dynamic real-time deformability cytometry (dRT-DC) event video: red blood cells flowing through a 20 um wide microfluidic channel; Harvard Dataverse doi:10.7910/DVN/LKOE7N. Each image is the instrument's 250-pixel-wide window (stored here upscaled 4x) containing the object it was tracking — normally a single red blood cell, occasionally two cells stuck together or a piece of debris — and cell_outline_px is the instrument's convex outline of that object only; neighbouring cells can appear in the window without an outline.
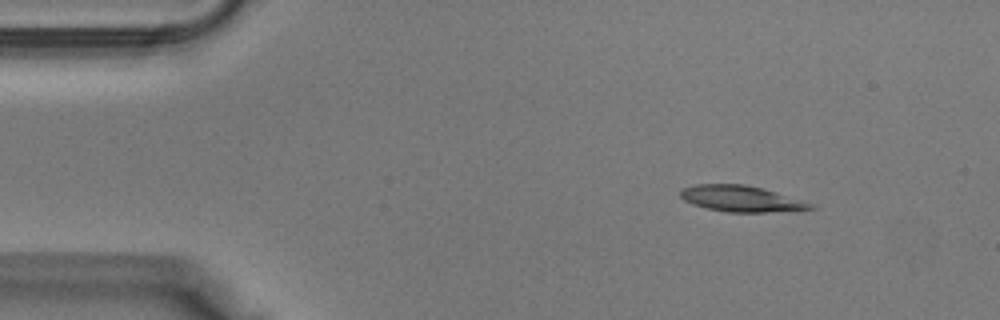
{"species": "Egyptian fruit bat (a non-hibernating species)", "species_latin": "Rousettus aegyptiacus", "temperature_condition": "warm", "stored_images_in_passage": 35, "camera_frame_rate_fps": 3000, "um_per_image_px": 0.085, "animal": {"sex": "male"}, "frame": {"image": 1, "passage_image": 1, "time_ms": 0.0, "image_size_px": [1000, 320], "cell_outline_px": [[816, 208], [764, 212], [728, 212], [708, 208], [692, 204], [684, 200], [680, 196], [680, 188], [696, 184], [744, 184], [764, 188], [812, 204]], "centroid_in_image_um": [62.92, 16.87], "position_along_channel_um": 22.1, "area_um2": 19.48}}
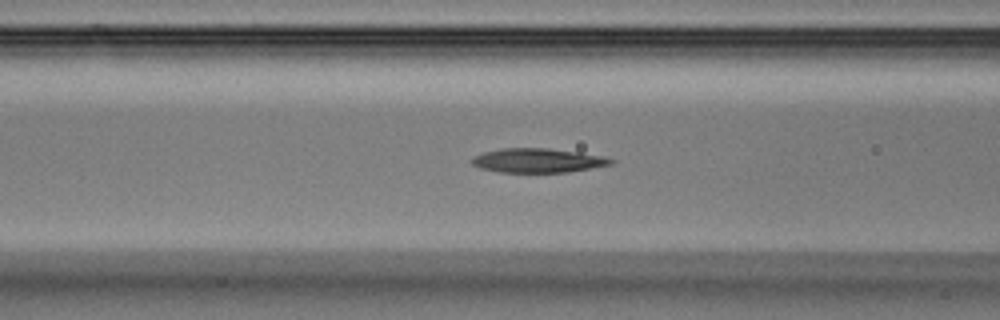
{"frame": {"image": 2, "passage_image": 11, "time_ms": 3.333, "image_size_px": [1000, 320], "cell_outline_px": [[616, 160], [612, 164], [592, 168], [568, 172], [500, 172], [480, 168], [472, 164], [472, 156], [484, 152], [504, 148], [548, 148], [580, 152], [604, 156]], "centroid_in_image_um": [45.74, 13.64], "position_along_channel_um": 120.9, "area_um2": 19.65}}
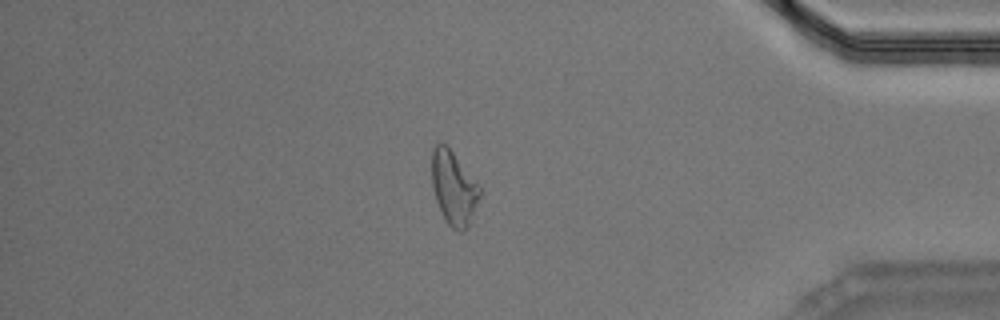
{"frame": {"image": 3, "passage_image": 29, "time_ms": 9.333, "image_size_px": [1000, 320], "cell_outline_px": [[480, 196], [468, 228], [464, 232], [456, 232], [448, 224], [436, 200], [432, 188], [432, 148], [436, 144], [448, 144], [480, 188]], "centroid_in_image_um": [38.56, 15.98], "position_along_channel_um": 396.6, "area_um2": 20.52}}